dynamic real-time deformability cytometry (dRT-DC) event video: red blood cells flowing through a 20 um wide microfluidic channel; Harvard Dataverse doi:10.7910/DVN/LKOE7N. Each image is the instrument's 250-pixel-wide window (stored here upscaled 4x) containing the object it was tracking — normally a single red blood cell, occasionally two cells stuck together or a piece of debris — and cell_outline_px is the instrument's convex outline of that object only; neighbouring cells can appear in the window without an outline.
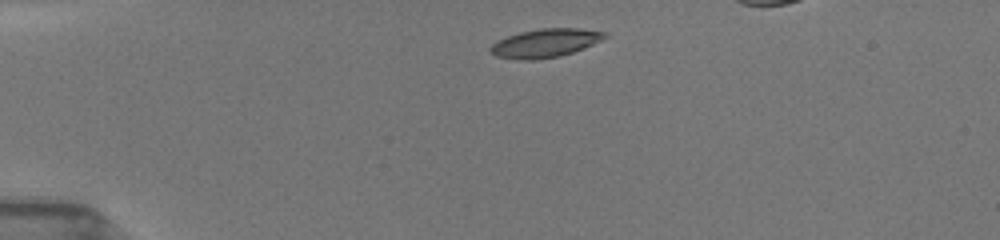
{"species": "common noctule bat (a hibernating species)", "species_latin": "Nyctalus noctula", "temperature_condition": "room temperature", "stored_images_in_passage": 13, "camera_frame_rate_fps": 3000, "um_per_image_px": 0.085, "animal": {"sex": "female", "body_mass_g": 19.5, "forearm_length_mm": 54.1}, "frame": {"image": 1, "passage_image": 1, "time_ms": 0.0, "image_size_px": [1000, 240], "cell_outline_px": [[608, 36], [584, 48], [560, 56], [532, 60], [516, 60], [496, 56], [488, 48], [496, 40], [520, 32], [540, 28], [580, 28], [608, 32]], "centroid_in_image_um": [46.33, 3.66], "position_along_channel_um": 38.7, "area_um2": 19.07}}
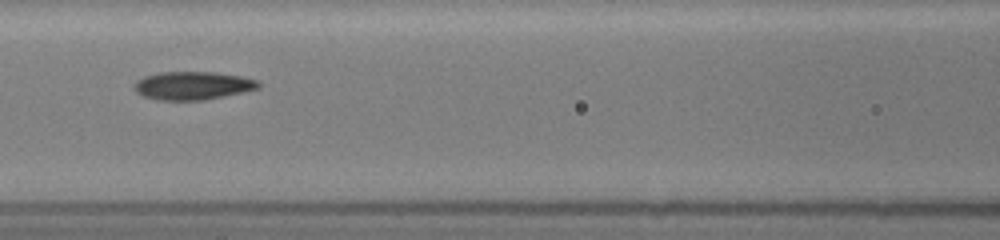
{"frame": {"image": 2, "passage_image": 5, "time_ms": 4.0, "image_size_px": [1000, 240], "cell_outline_px": [[260, 88], [224, 96], [204, 100], [160, 100], [144, 96], [136, 92], [136, 80], [144, 76], [160, 72], [216, 72], [240, 76], [260, 80]], "centroid_in_image_um": [16.42, 7.27], "position_along_channel_um": 150.2, "area_um2": 20.35}}
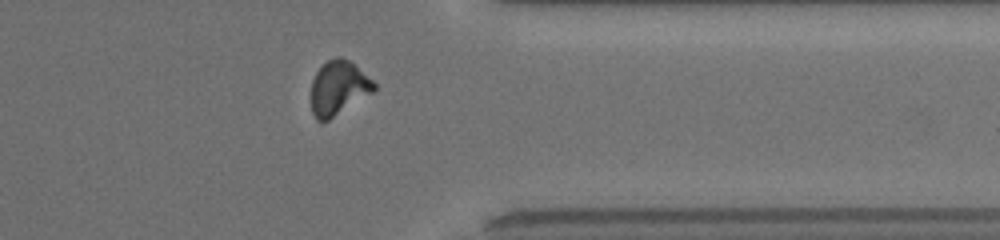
{"frame": {"image": 3, "passage_image": 11, "time_ms": 10.0, "image_size_px": [1000, 240], "cell_outline_px": [[376, 88], [372, 92], [328, 120], [316, 120], [312, 112], [312, 80], [316, 72], [328, 60], [336, 56], [340, 56], [348, 60], [372, 80], [376, 84]], "centroid_in_image_um": [28.75, 7.46], "position_along_channel_um": 382.6, "area_um2": 19.31}}